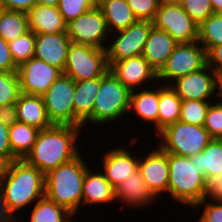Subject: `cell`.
Returning a JSON list of instances; mask_svg holds the SVG:
<instances>
[{
	"label": "cell",
	"instance_id": "4dcf8cb0",
	"mask_svg": "<svg viewBox=\"0 0 222 222\" xmlns=\"http://www.w3.org/2000/svg\"><path fill=\"white\" fill-rule=\"evenodd\" d=\"M29 31L28 15L3 9L0 14V37L7 43Z\"/></svg>",
	"mask_w": 222,
	"mask_h": 222
},
{
	"label": "cell",
	"instance_id": "9a60e30c",
	"mask_svg": "<svg viewBox=\"0 0 222 222\" xmlns=\"http://www.w3.org/2000/svg\"><path fill=\"white\" fill-rule=\"evenodd\" d=\"M216 73L206 65L204 68L189 73L170 83L182 101L199 100L210 101L215 93ZM210 99V100H209Z\"/></svg>",
	"mask_w": 222,
	"mask_h": 222
},
{
	"label": "cell",
	"instance_id": "f907efd6",
	"mask_svg": "<svg viewBox=\"0 0 222 222\" xmlns=\"http://www.w3.org/2000/svg\"><path fill=\"white\" fill-rule=\"evenodd\" d=\"M214 13H222V0H210Z\"/></svg>",
	"mask_w": 222,
	"mask_h": 222
},
{
	"label": "cell",
	"instance_id": "d6986e66",
	"mask_svg": "<svg viewBox=\"0 0 222 222\" xmlns=\"http://www.w3.org/2000/svg\"><path fill=\"white\" fill-rule=\"evenodd\" d=\"M115 201L125 203L127 206L140 207L150 206L157 201V198L147 188L146 182L142 179L139 169L134 171L115 188ZM120 200V201H118Z\"/></svg>",
	"mask_w": 222,
	"mask_h": 222
},
{
	"label": "cell",
	"instance_id": "484cf974",
	"mask_svg": "<svg viewBox=\"0 0 222 222\" xmlns=\"http://www.w3.org/2000/svg\"><path fill=\"white\" fill-rule=\"evenodd\" d=\"M97 6L105 17L110 34L138 21L126 0H102Z\"/></svg>",
	"mask_w": 222,
	"mask_h": 222
},
{
	"label": "cell",
	"instance_id": "4316f807",
	"mask_svg": "<svg viewBox=\"0 0 222 222\" xmlns=\"http://www.w3.org/2000/svg\"><path fill=\"white\" fill-rule=\"evenodd\" d=\"M190 158L194 167L204 175L207 181L222 172V141L213 138L201 153Z\"/></svg>",
	"mask_w": 222,
	"mask_h": 222
},
{
	"label": "cell",
	"instance_id": "74e56055",
	"mask_svg": "<svg viewBox=\"0 0 222 222\" xmlns=\"http://www.w3.org/2000/svg\"><path fill=\"white\" fill-rule=\"evenodd\" d=\"M137 20L153 21L160 0H126Z\"/></svg>",
	"mask_w": 222,
	"mask_h": 222
},
{
	"label": "cell",
	"instance_id": "83f0119b",
	"mask_svg": "<svg viewBox=\"0 0 222 222\" xmlns=\"http://www.w3.org/2000/svg\"><path fill=\"white\" fill-rule=\"evenodd\" d=\"M159 87V111H158V134L167 126L180 120L181 98L170 87L160 84ZM163 85V86H162Z\"/></svg>",
	"mask_w": 222,
	"mask_h": 222
},
{
	"label": "cell",
	"instance_id": "52a82bcc",
	"mask_svg": "<svg viewBox=\"0 0 222 222\" xmlns=\"http://www.w3.org/2000/svg\"><path fill=\"white\" fill-rule=\"evenodd\" d=\"M108 70L106 49L70 44L63 73L74 81L102 77Z\"/></svg>",
	"mask_w": 222,
	"mask_h": 222
},
{
	"label": "cell",
	"instance_id": "e0dca14e",
	"mask_svg": "<svg viewBox=\"0 0 222 222\" xmlns=\"http://www.w3.org/2000/svg\"><path fill=\"white\" fill-rule=\"evenodd\" d=\"M128 148L114 147L103 153L102 172L115 188L138 169L139 155H132Z\"/></svg>",
	"mask_w": 222,
	"mask_h": 222
},
{
	"label": "cell",
	"instance_id": "d6a6232c",
	"mask_svg": "<svg viewBox=\"0 0 222 222\" xmlns=\"http://www.w3.org/2000/svg\"><path fill=\"white\" fill-rule=\"evenodd\" d=\"M14 63L19 66L34 57L35 33L29 30L22 36L8 42Z\"/></svg>",
	"mask_w": 222,
	"mask_h": 222
},
{
	"label": "cell",
	"instance_id": "ba28073f",
	"mask_svg": "<svg viewBox=\"0 0 222 222\" xmlns=\"http://www.w3.org/2000/svg\"><path fill=\"white\" fill-rule=\"evenodd\" d=\"M206 65V50L198 41L178 43L166 64L158 72L157 81L163 82L165 80L163 84L170 85L172 80L175 81L189 73L196 72Z\"/></svg>",
	"mask_w": 222,
	"mask_h": 222
},
{
	"label": "cell",
	"instance_id": "4fadbf2b",
	"mask_svg": "<svg viewBox=\"0 0 222 222\" xmlns=\"http://www.w3.org/2000/svg\"><path fill=\"white\" fill-rule=\"evenodd\" d=\"M63 72L38 58H31L17 67L21 93L43 96Z\"/></svg>",
	"mask_w": 222,
	"mask_h": 222
},
{
	"label": "cell",
	"instance_id": "7a4b0ae2",
	"mask_svg": "<svg viewBox=\"0 0 222 222\" xmlns=\"http://www.w3.org/2000/svg\"><path fill=\"white\" fill-rule=\"evenodd\" d=\"M0 190L9 211L16 217L17 211L45 196V175L24 159H16L11 162Z\"/></svg>",
	"mask_w": 222,
	"mask_h": 222
},
{
	"label": "cell",
	"instance_id": "11a10c76",
	"mask_svg": "<svg viewBox=\"0 0 222 222\" xmlns=\"http://www.w3.org/2000/svg\"><path fill=\"white\" fill-rule=\"evenodd\" d=\"M2 10H3V6H2L1 1H0V14H1Z\"/></svg>",
	"mask_w": 222,
	"mask_h": 222
},
{
	"label": "cell",
	"instance_id": "60d3db41",
	"mask_svg": "<svg viewBox=\"0 0 222 222\" xmlns=\"http://www.w3.org/2000/svg\"><path fill=\"white\" fill-rule=\"evenodd\" d=\"M8 43L0 37V72H17Z\"/></svg>",
	"mask_w": 222,
	"mask_h": 222
},
{
	"label": "cell",
	"instance_id": "1f68e13d",
	"mask_svg": "<svg viewBox=\"0 0 222 222\" xmlns=\"http://www.w3.org/2000/svg\"><path fill=\"white\" fill-rule=\"evenodd\" d=\"M198 42L206 52L222 44V13H213L198 25Z\"/></svg>",
	"mask_w": 222,
	"mask_h": 222
},
{
	"label": "cell",
	"instance_id": "8d00e7d4",
	"mask_svg": "<svg viewBox=\"0 0 222 222\" xmlns=\"http://www.w3.org/2000/svg\"><path fill=\"white\" fill-rule=\"evenodd\" d=\"M180 5L198 25L214 13L210 0H182Z\"/></svg>",
	"mask_w": 222,
	"mask_h": 222
},
{
	"label": "cell",
	"instance_id": "7bdbcfd3",
	"mask_svg": "<svg viewBox=\"0 0 222 222\" xmlns=\"http://www.w3.org/2000/svg\"><path fill=\"white\" fill-rule=\"evenodd\" d=\"M3 9L28 13L37 4V0H0Z\"/></svg>",
	"mask_w": 222,
	"mask_h": 222
},
{
	"label": "cell",
	"instance_id": "ee69618b",
	"mask_svg": "<svg viewBox=\"0 0 222 222\" xmlns=\"http://www.w3.org/2000/svg\"><path fill=\"white\" fill-rule=\"evenodd\" d=\"M207 65L215 72L222 71V44L210 48L206 52Z\"/></svg>",
	"mask_w": 222,
	"mask_h": 222
},
{
	"label": "cell",
	"instance_id": "30bf717a",
	"mask_svg": "<svg viewBox=\"0 0 222 222\" xmlns=\"http://www.w3.org/2000/svg\"><path fill=\"white\" fill-rule=\"evenodd\" d=\"M74 91L75 81L62 73L42 96L53 124L74 126Z\"/></svg>",
	"mask_w": 222,
	"mask_h": 222
},
{
	"label": "cell",
	"instance_id": "2e32d148",
	"mask_svg": "<svg viewBox=\"0 0 222 222\" xmlns=\"http://www.w3.org/2000/svg\"><path fill=\"white\" fill-rule=\"evenodd\" d=\"M108 65L115 77L131 91L140 89L144 83L146 85L149 82L153 84L158 80V73L142 55L108 62Z\"/></svg>",
	"mask_w": 222,
	"mask_h": 222
},
{
	"label": "cell",
	"instance_id": "cb8c5ba5",
	"mask_svg": "<svg viewBox=\"0 0 222 222\" xmlns=\"http://www.w3.org/2000/svg\"><path fill=\"white\" fill-rule=\"evenodd\" d=\"M18 122L46 129L54 124L50 121L42 96L21 93L16 102Z\"/></svg>",
	"mask_w": 222,
	"mask_h": 222
},
{
	"label": "cell",
	"instance_id": "f1b7e54d",
	"mask_svg": "<svg viewBox=\"0 0 222 222\" xmlns=\"http://www.w3.org/2000/svg\"><path fill=\"white\" fill-rule=\"evenodd\" d=\"M39 129L21 122L9 126L8 137L13 155L17 159H24L31 151L36 141Z\"/></svg>",
	"mask_w": 222,
	"mask_h": 222
},
{
	"label": "cell",
	"instance_id": "3957f363",
	"mask_svg": "<svg viewBox=\"0 0 222 222\" xmlns=\"http://www.w3.org/2000/svg\"><path fill=\"white\" fill-rule=\"evenodd\" d=\"M80 154L45 174V196L74 216L82 206V187L88 165Z\"/></svg>",
	"mask_w": 222,
	"mask_h": 222
},
{
	"label": "cell",
	"instance_id": "6da1fadb",
	"mask_svg": "<svg viewBox=\"0 0 222 222\" xmlns=\"http://www.w3.org/2000/svg\"><path fill=\"white\" fill-rule=\"evenodd\" d=\"M84 129L73 125H57L39 130L31 151L24 158L44 175L78 157V136Z\"/></svg>",
	"mask_w": 222,
	"mask_h": 222
},
{
	"label": "cell",
	"instance_id": "e575fe53",
	"mask_svg": "<svg viewBox=\"0 0 222 222\" xmlns=\"http://www.w3.org/2000/svg\"><path fill=\"white\" fill-rule=\"evenodd\" d=\"M21 95L17 72H0V106L16 104Z\"/></svg>",
	"mask_w": 222,
	"mask_h": 222
},
{
	"label": "cell",
	"instance_id": "816d5d0a",
	"mask_svg": "<svg viewBox=\"0 0 222 222\" xmlns=\"http://www.w3.org/2000/svg\"><path fill=\"white\" fill-rule=\"evenodd\" d=\"M59 0H37V4L46 5V6H56L58 5Z\"/></svg>",
	"mask_w": 222,
	"mask_h": 222
},
{
	"label": "cell",
	"instance_id": "b9f144b4",
	"mask_svg": "<svg viewBox=\"0 0 222 222\" xmlns=\"http://www.w3.org/2000/svg\"><path fill=\"white\" fill-rule=\"evenodd\" d=\"M222 201V172L211 177L206 182L204 199Z\"/></svg>",
	"mask_w": 222,
	"mask_h": 222
},
{
	"label": "cell",
	"instance_id": "9c48e42d",
	"mask_svg": "<svg viewBox=\"0 0 222 222\" xmlns=\"http://www.w3.org/2000/svg\"><path fill=\"white\" fill-rule=\"evenodd\" d=\"M67 35L71 43L100 49H106V42L111 39L105 17L97 5L67 23Z\"/></svg>",
	"mask_w": 222,
	"mask_h": 222
},
{
	"label": "cell",
	"instance_id": "d4e9b609",
	"mask_svg": "<svg viewBox=\"0 0 222 222\" xmlns=\"http://www.w3.org/2000/svg\"><path fill=\"white\" fill-rule=\"evenodd\" d=\"M143 87V90L139 89L131 92L129 112L133 110L140 120L154 124L156 126L154 128L155 133L158 135L159 86L156 89L153 86H151L152 89H146L147 86L145 85Z\"/></svg>",
	"mask_w": 222,
	"mask_h": 222
},
{
	"label": "cell",
	"instance_id": "5bb4252c",
	"mask_svg": "<svg viewBox=\"0 0 222 222\" xmlns=\"http://www.w3.org/2000/svg\"><path fill=\"white\" fill-rule=\"evenodd\" d=\"M158 147L155 150L148 151L149 153H146L145 156H139L138 162L142 179L157 199L161 194H167L169 182L168 153L160 146Z\"/></svg>",
	"mask_w": 222,
	"mask_h": 222
},
{
	"label": "cell",
	"instance_id": "8fae6325",
	"mask_svg": "<svg viewBox=\"0 0 222 222\" xmlns=\"http://www.w3.org/2000/svg\"><path fill=\"white\" fill-rule=\"evenodd\" d=\"M152 23L155 28L167 32L177 43L198 41V24L180 4L160 2Z\"/></svg>",
	"mask_w": 222,
	"mask_h": 222
},
{
	"label": "cell",
	"instance_id": "f35d334b",
	"mask_svg": "<svg viewBox=\"0 0 222 222\" xmlns=\"http://www.w3.org/2000/svg\"><path fill=\"white\" fill-rule=\"evenodd\" d=\"M204 128L212 138L219 139L222 136V104L211 103L204 123Z\"/></svg>",
	"mask_w": 222,
	"mask_h": 222
},
{
	"label": "cell",
	"instance_id": "681fc988",
	"mask_svg": "<svg viewBox=\"0 0 222 222\" xmlns=\"http://www.w3.org/2000/svg\"><path fill=\"white\" fill-rule=\"evenodd\" d=\"M215 95L216 97L219 96V100L218 104H222V71L221 72H218L216 73V79H215Z\"/></svg>",
	"mask_w": 222,
	"mask_h": 222
},
{
	"label": "cell",
	"instance_id": "7402d4cb",
	"mask_svg": "<svg viewBox=\"0 0 222 222\" xmlns=\"http://www.w3.org/2000/svg\"><path fill=\"white\" fill-rule=\"evenodd\" d=\"M27 15L29 30L35 34L67 32V23L56 6L36 4Z\"/></svg>",
	"mask_w": 222,
	"mask_h": 222
},
{
	"label": "cell",
	"instance_id": "f5cc1de1",
	"mask_svg": "<svg viewBox=\"0 0 222 222\" xmlns=\"http://www.w3.org/2000/svg\"><path fill=\"white\" fill-rule=\"evenodd\" d=\"M182 0H160L162 3H174V4H180Z\"/></svg>",
	"mask_w": 222,
	"mask_h": 222
},
{
	"label": "cell",
	"instance_id": "ffe728a7",
	"mask_svg": "<svg viewBox=\"0 0 222 222\" xmlns=\"http://www.w3.org/2000/svg\"><path fill=\"white\" fill-rule=\"evenodd\" d=\"M99 88L100 77L83 81H75L73 98L74 126L84 129L86 124L91 123V114Z\"/></svg>",
	"mask_w": 222,
	"mask_h": 222
},
{
	"label": "cell",
	"instance_id": "603a6c76",
	"mask_svg": "<svg viewBox=\"0 0 222 222\" xmlns=\"http://www.w3.org/2000/svg\"><path fill=\"white\" fill-rule=\"evenodd\" d=\"M115 201V189L101 171L94 172L88 167L82 187V205L112 204Z\"/></svg>",
	"mask_w": 222,
	"mask_h": 222
},
{
	"label": "cell",
	"instance_id": "db71d44e",
	"mask_svg": "<svg viewBox=\"0 0 222 222\" xmlns=\"http://www.w3.org/2000/svg\"><path fill=\"white\" fill-rule=\"evenodd\" d=\"M96 5H98L102 0H93Z\"/></svg>",
	"mask_w": 222,
	"mask_h": 222
},
{
	"label": "cell",
	"instance_id": "c3c4849f",
	"mask_svg": "<svg viewBox=\"0 0 222 222\" xmlns=\"http://www.w3.org/2000/svg\"><path fill=\"white\" fill-rule=\"evenodd\" d=\"M10 165L11 161L7 157L0 156V186L7 176Z\"/></svg>",
	"mask_w": 222,
	"mask_h": 222
},
{
	"label": "cell",
	"instance_id": "836d02e7",
	"mask_svg": "<svg viewBox=\"0 0 222 222\" xmlns=\"http://www.w3.org/2000/svg\"><path fill=\"white\" fill-rule=\"evenodd\" d=\"M211 101H199V100H185L182 101L180 111V121L204 126L206 114Z\"/></svg>",
	"mask_w": 222,
	"mask_h": 222
},
{
	"label": "cell",
	"instance_id": "5b68a950",
	"mask_svg": "<svg viewBox=\"0 0 222 222\" xmlns=\"http://www.w3.org/2000/svg\"><path fill=\"white\" fill-rule=\"evenodd\" d=\"M131 90L108 70L100 77V88L91 114L92 125H108L128 115Z\"/></svg>",
	"mask_w": 222,
	"mask_h": 222
},
{
	"label": "cell",
	"instance_id": "f6af8a7d",
	"mask_svg": "<svg viewBox=\"0 0 222 222\" xmlns=\"http://www.w3.org/2000/svg\"><path fill=\"white\" fill-rule=\"evenodd\" d=\"M8 131L9 126L0 122V156L7 157L12 162L17 158L12 153Z\"/></svg>",
	"mask_w": 222,
	"mask_h": 222
},
{
	"label": "cell",
	"instance_id": "277c9868",
	"mask_svg": "<svg viewBox=\"0 0 222 222\" xmlns=\"http://www.w3.org/2000/svg\"><path fill=\"white\" fill-rule=\"evenodd\" d=\"M169 182L167 194L180 205L192 208L204 199L206 179L192 164L191 158L168 153Z\"/></svg>",
	"mask_w": 222,
	"mask_h": 222
},
{
	"label": "cell",
	"instance_id": "44dd1931",
	"mask_svg": "<svg viewBox=\"0 0 222 222\" xmlns=\"http://www.w3.org/2000/svg\"><path fill=\"white\" fill-rule=\"evenodd\" d=\"M178 43L164 30L152 26L142 56L158 73Z\"/></svg>",
	"mask_w": 222,
	"mask_h": 222
},
{
	"label": "cell",
	"instance_id": "bcb514c9",
	"mask_svg": "<svg viewBox=\"0 0 222 222\" xmlns=\"http://www.w3.org/2000/svg\"><path fill=\"white\" fill-rule=\"evenodd\" d=\"M0 122L7 126H11L15 122H18L16 104L0 106Z\"/></svg>",
	"mask_w": 222,
	"mask_h": 222
},
{
	"label": "cell",
	"instance_id": "7dc6e473",
	"mask_svg": "<svg viewBox=\"0 0 222 222\" xmlns=\"http://www.w3.org/2000/svg\"><path fill=\"white\" fill-rule=\"evenodd\" d=\"M16 220H18L17 217L9 211L3 193L0 190V222H15Z\"/></svg>",
	"mask_w": 222,
	"mask_h": 222
},
{
	"label": "cell",
	"instance_id": "ac0fdd59",
	"mask_svg": "<svg viewBox=\"0 0 222 222\" xmlns=\"http://www.w3.org/2000/svg\"><path fill=\"white\" fill-rule=\"evenodd\" d=\"M70 44L71 41L67 32L35 34L34 57L59 68L63 72Z\"/></svg>",
	"mask_w": 222,
	"mask_h": 222
},
{
	"label": "cell",
	"instance_id": "7c38bea8",
	"mask_svg": "<svg viewBox=\"0 0 222 222\" xmlns=\"http://www.w3.org/2000/svg\"><path fill=\"white\" fill-rule=\"evenodd\" d=\"M153 26L151 21L138 20L126 29L111 33L106 47L107 62H116L143 54V47ZM117 33V34H115ZM116 36V37H115Z\"/></svg>",
	"mask_w": 222,
	"mask_h": 222
},
{
	"label": "cell",
	"instance_id": "d590c367",
	"mask_svg": "<svg viewBox=\"0 0 222 222\" xmlns=\"http://www.w3.org/2000/svg\"><path fill=\"white\" fill-rule=\"evenodd\" d=\"M95 6L96 4L93 0H59L57 8L64 21L69 23Z\"/></svg>",
	"mask_w": 222,
	"mask_h": 222
},
{
	"label": "cell",
	"instance_id": "8992f818",
	"mask_svg": "<svg viewBox=\"0 0 222 222\" xmlns=\"http://www.w3.org/2000/svg\"><path fill=\"white\" fill-rule=\"evenodd\" d=\"M158 137L161 139L157 146L165 152L186 157L201 153L213 139L204 126L193 125L182 121L167 126Z\"/></svg>",
	"mask_w": 222,
	"mask_h": 222
},
{
	"label": "cell",
	"instance_id": "f546056e",
	"mask_svg": "<svg viewBox=\"0 0 222 222\" xmlns=\"http://www.w3.org/2000/svg\"><path fill=\"white\" fill-rule=\"evenodd\" d=\"M32 208L28 222H73L71 217H75L65 207L46 196L37 200Z\"/></svg>",
	"mask_w": 222,
	"mask_h": 222
},
{
	"label": "cell",
	"instance_id": "ab89813d",
	"mask_svg": "<svg viewBox=\"0 0 222 222\" xmlns=\"http://www.w3.org/2000/svg\"><path fill=\"white\" fill-rule=\"evenodd\" d=\"M203 199L193 208H204L197 222H222V201Z\"/></svg>",
	"mask_w": 222,
	"mask_h": 222
}]
</instances>
